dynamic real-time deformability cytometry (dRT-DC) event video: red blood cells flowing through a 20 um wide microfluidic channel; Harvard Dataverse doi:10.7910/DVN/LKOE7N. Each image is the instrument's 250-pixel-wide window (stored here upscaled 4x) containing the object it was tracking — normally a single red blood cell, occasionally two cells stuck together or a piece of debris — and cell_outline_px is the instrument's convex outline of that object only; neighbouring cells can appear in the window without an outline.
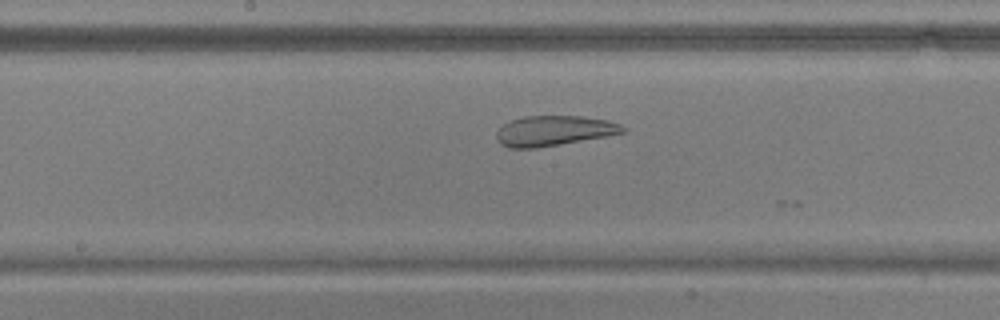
{"species": "common noctule bat (a hibernating species)", "species_latin": "Nyctalus noctula", "temperature_condition": "warm", "stored_images_in_passage": 25, "camera_frame_rate_fps": 3000, "um_per_image_px": 0.085, "animal": {"sex": "male", "body_mass_g": 17.9, "forearm_length_mm": 54.2}, "frame": {"image": 1, "passage_image": 24, "time_ms": 7.667, "image_size_px": [1000, 320], "cell_outline_px": [[628, 132], [608, 136], [536, 148], [508, 148], [500, 144], [496, 140], [496, 132], [504, 124], [512, 120], [524, 116], [580, 116], [608, 120], [620, 124], [628, 128]], "centroid_in_image_um": [47.11, 11.12], "position_along_channel_um": 201.1, "area_um2": 22.37}}